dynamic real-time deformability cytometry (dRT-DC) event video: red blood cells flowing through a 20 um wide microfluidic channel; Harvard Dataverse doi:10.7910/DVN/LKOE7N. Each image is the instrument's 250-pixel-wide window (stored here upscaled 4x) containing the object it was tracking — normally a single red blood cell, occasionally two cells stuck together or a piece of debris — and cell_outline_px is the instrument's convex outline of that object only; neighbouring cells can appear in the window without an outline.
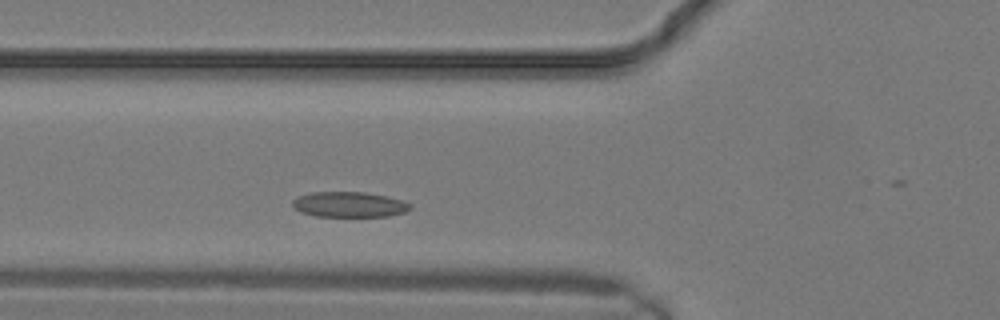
{"species": "common noctule bat (a hibernating species)", "species_latin": "Nyctalus noctula", "temperature_condition": "warm", "stored_images_in_passage": 4, "camera_frame_rate_fps": 3000, "um_per_image_px": 0.085, "animal": {"sex": "male", "body_mass_g": 19.2, "forearm_length_mm": 51.8}, "frame": {"image": 1, "passage_image": 4, "time_ms": 1.0, "image_size_px": [1000, 320], "cell_outline_px": [[412, 208], [404, 212], [388, 216], [316, 216], [300, 212], [292, 208], [292, 200], [300, 196], [312, 192], [364, 192], [384, 196], [400, 200], [412, 204]], "centroid_in_image_um": [29.65, 17.38], "position_along_channel_um": 96.2, "area_um2": 17.28}}